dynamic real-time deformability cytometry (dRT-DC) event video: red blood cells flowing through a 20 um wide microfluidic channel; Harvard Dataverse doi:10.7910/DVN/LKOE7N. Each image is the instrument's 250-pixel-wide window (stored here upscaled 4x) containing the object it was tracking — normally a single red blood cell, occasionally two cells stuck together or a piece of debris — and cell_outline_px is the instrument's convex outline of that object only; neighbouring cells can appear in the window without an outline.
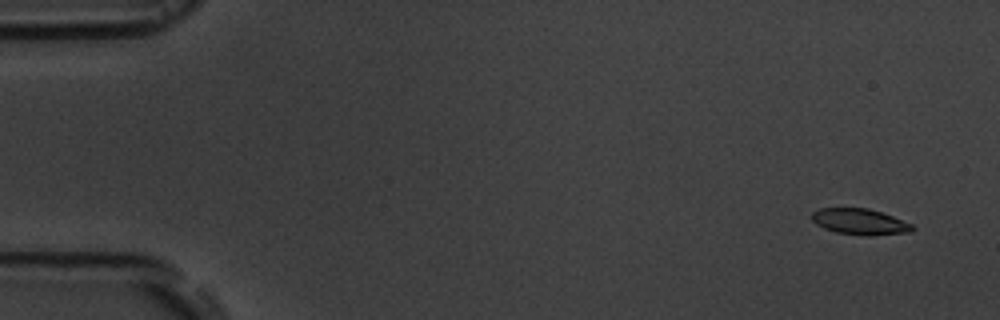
{"species": "common noctule bat (a hibernating species)", "species_latin": "Nyctalus noctula", "temperature_condition": "room temperature", "stored_images_in_passage": 5, "camera_frame_rate_fps": 3000, "um_per_image_px": 0.085, "animal": {"sex": "male", "body_mass_g": 19.5, "forearm_length_mm": 54.6}, "frame": {"image": 1, "passage_image": 1, "time_ms": 0.0, "image_size_px": [1000, 320], "cell_outline_px": [[916, 228], [912, 232], [872, 236], [868, 236], [836, 232], [824, 228], [816, 224], [812, 220], [812, 212], [820, 208], [868, 208], [892, 216], [912, 224]], "centroid_in_image_um": [73.11, 18.85], "position_along_channel_um": 11.9, "area_um2": 15.26}}
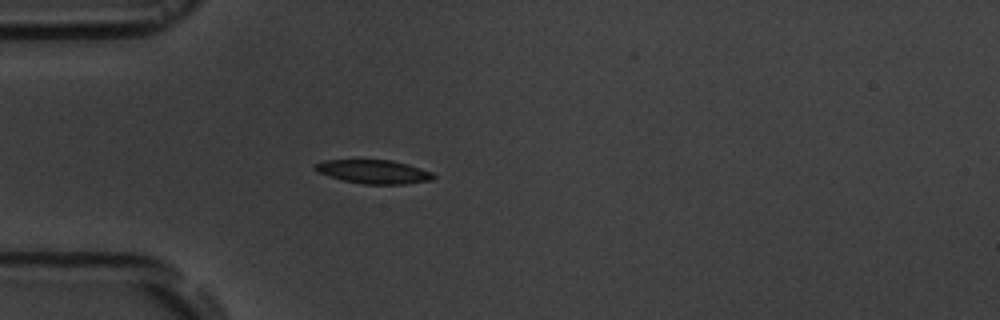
{"frame": {"image": 2, "passage_image": 5, "time_ms": 4.333, "image_size_px": [1000, 320], "cell_outline_px": [[436, 176], [432, 180], [404, 184], [364, 184], [344, 180], [316, 172], [312, 168], [316, 164], [324, 160], [392, 160], [408, 164], [432, 172]], "centroid_in_image_um": [31.77, 14.59], "position_along_channel_um": 53.2, "area_um2": 16.3}}